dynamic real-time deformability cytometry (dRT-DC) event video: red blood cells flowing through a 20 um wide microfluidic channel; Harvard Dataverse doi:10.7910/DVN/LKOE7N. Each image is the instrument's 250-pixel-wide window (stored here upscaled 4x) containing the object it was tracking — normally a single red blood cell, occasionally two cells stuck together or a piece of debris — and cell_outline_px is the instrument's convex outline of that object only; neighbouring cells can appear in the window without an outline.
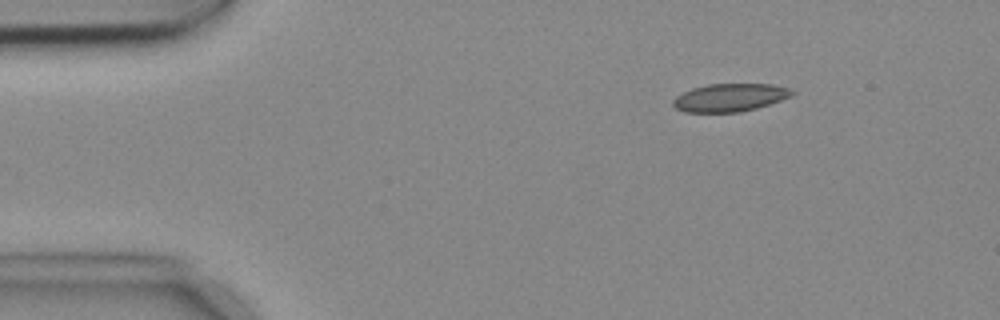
{"species": "common noctule bat (a hibernating species)", "species_latin": "Nyctalus noctula", "temperature_condition": "cold", "stored_images_in_passage": 5, "camera_frame_rate_fps": 3000, "um_per_image_px": 0.085, "animal": {"sex": "female", "body_mass_g": 18.4}, "frame": {"image": 1, "passage_image": 3, "time_ms": 0.667, "image_size_px": [1000, 320], "cell_outline_px": [[796, 92], [792, 96], [756, 108], [740, 112], [684, 112], [676, 108], [672, 104], [672, 100], [676, 96], [692, 88], [708, 84], [772, 84], [788, 88]], "centroid_in_image_um": [62.02, 8.29], "position_along_channel_um": 23.0, "area_um2": 19.31}}